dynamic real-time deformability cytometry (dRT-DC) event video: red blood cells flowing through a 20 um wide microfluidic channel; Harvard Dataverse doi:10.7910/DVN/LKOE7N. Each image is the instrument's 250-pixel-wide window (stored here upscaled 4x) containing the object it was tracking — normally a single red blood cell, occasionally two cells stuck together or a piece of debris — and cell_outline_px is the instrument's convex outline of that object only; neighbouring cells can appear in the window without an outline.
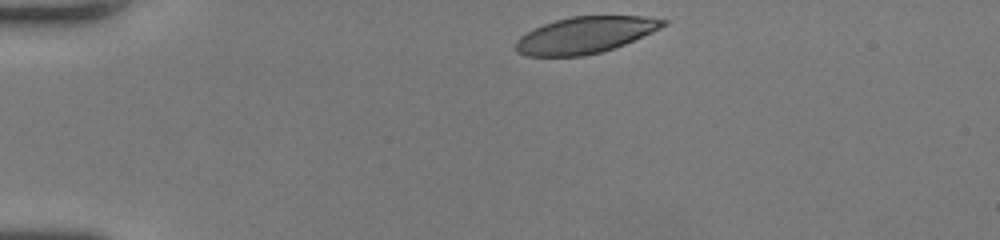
{"species": "human", "species_latin": "Homo sapiens", "temperature_condition": "room temperature", "stored_images_in_passage": 33, "camera_frame_rate_fps": 3000, "um_per_image_px": 0.085, "donor": {"sex": "female"}, "frame": {"image": 1, "passage_image": 1, "time_ms": 0.0, "image_size_px": [1000, 240], "cell_outline_px": [[668, 24], [652, 32], [624, 44], [600, 52], [584, 56], [528, 56], [520, 52], [516, 48], [516, 40], [520, 36], [544, 24], [556, 20], [572, 16], [640, 16], [668, 20]], "centroid_in_image_um": [49.76, 2.97], "position_along_channel_um": 35.2, "area_um2": 30.92}}
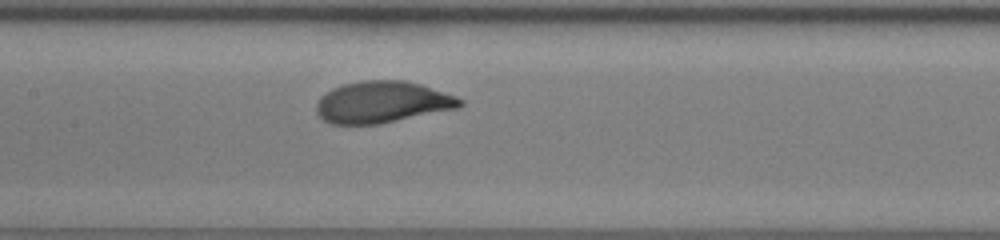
{"frame": {"image": 2, "passage_image": 16, "time_ms": 5.0, "image_size_px": [1000, 240], "cell_outline_px": [[464, 104], [460, 108], [380, 124], [332, 124], [324, 120], [316, 112], [316, 100], [320, 96], [332, 88], [344, 84], [360, 80], [404, 80], [420, 84], [456, 96], [464, 100]], "centroid_in_image_um": [32.5, 8.68], "position_along_channel_um": 174.9, "area_um2": 35.14}}
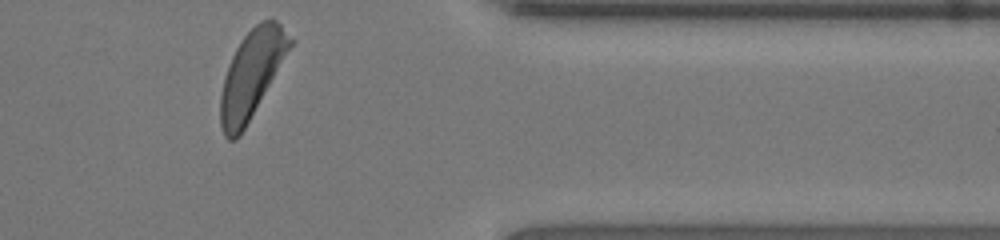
{"frame": {"image": 3, "passage_image": 33, "time_ms": 10.667, "image_size_px": [1000, 240], "cell_outline_px": [[296, 40], [240, 136], [236, 140], [228, 140], [224, 136], [220, 124], [220, 96], [224, 76], [228, 64], [236, 48], [244, 36], [260, 20], [276, 20]], "centroid_in_image_um": [21.4, 6.31], "position_along_channel_um": 390.0, "area_um2": 35.37}, "authors_computed_cell_mechanics": {"area_um2": 34.4488, "velocity_mm_per_s": 4.0563, "shape_relaxation_time_tau1_ms": 2.46, "shape_relaxation_time_tau2_ms": null, "deformation_change_tau1": 0.1652, "deformation_change_tau2": null}}